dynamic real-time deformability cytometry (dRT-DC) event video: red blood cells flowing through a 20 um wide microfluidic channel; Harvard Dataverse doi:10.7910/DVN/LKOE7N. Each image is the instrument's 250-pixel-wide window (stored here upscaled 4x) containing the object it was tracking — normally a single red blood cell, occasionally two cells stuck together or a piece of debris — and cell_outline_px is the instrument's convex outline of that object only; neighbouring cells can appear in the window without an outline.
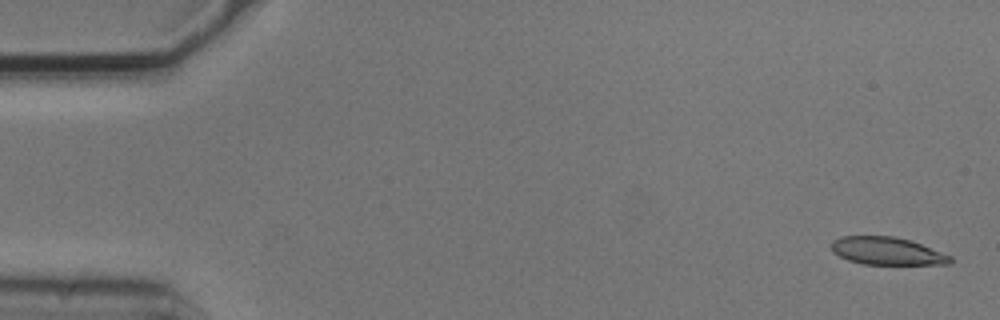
{"species": "common noctule bat (a hibernating species)", "species_latin": "Nyctalus noctula", "temperature_condition": "cold", "stored_images_in_passage": 6, "segment_of_instrument_passage": [1, 2], "camera_frame_rate_fps": 3000, "um_per_image_px": 0.085, "animal": {"sex": "male", "body_mass_g": 20.5, "forearm_length_mm": 52.5}, "frame": {"image": 1, "passage_image": 1, "time_ms": 0.0, "image_size_px": [1000, 320], "cell_outline_px": [[952, 264], [864, 264], [848, 260], [832, 252], [832, 240], [840, 236], [896, 236], [920, 244], [952, 256]], "centroid_in_image_um": [75.38, 21.33], "position_along_channel_um": 9.6, "area_um2": 19.07}}
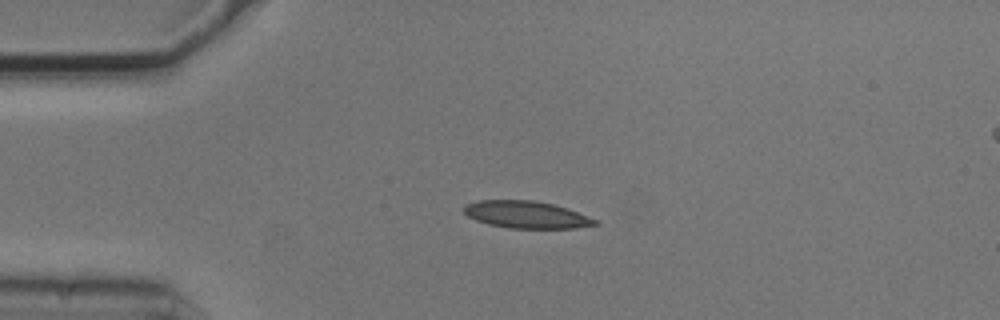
{"frame": {"image": 2, "passage_image": 4, "time_ms": 1.0, "image_size_px": [1000, 320], "cell_outline_px": [[600, 224], [576, 228], [508, 228], [488, 224], [476, 220], [468, 216], [464, 212], [464, 204], [476, 200], [532, 200], [552, 204], [568, 208], [600, 220]], "centroid_in_image_um": [44.77, 18.24], "position_along_channel_um": 40.2, "area_um2": 20.98}}